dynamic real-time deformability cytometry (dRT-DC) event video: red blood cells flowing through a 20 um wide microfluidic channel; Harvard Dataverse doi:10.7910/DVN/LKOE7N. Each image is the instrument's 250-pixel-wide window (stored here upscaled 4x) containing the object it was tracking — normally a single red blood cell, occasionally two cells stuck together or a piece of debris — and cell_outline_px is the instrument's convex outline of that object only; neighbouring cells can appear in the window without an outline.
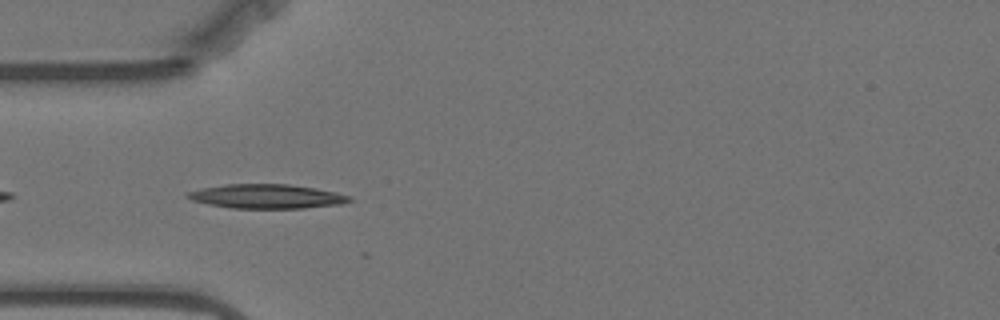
{"species": "Egyptian fruit bat (a non-hibernating species)", "species_latin": "Rousettus aegyptiacus", "temperature_condition": "warm", "stored_images_in_passage": 7, "camera_frame_rate_fps": 3000, "um_per_image_px": 0.085, "animal": {"sex": "female"}, "frame": {"image": 1, "passage_image": 3, "time_ms": 0.667, "image_size_px": [1000, 320], "cell_outline_px": [[352, 200], [344, 204], [304, 208], [232, 208], [208, 204], [192, 200], [184, 196], [188, 192], [204, 188], [224, 184], [288, 184], [316, 188], [336, 192], [352, 196]], "centroid_in_image_um": [22.72, 16.69], "position_along_channel_um": 62.3, "area_um2": 22.89}}
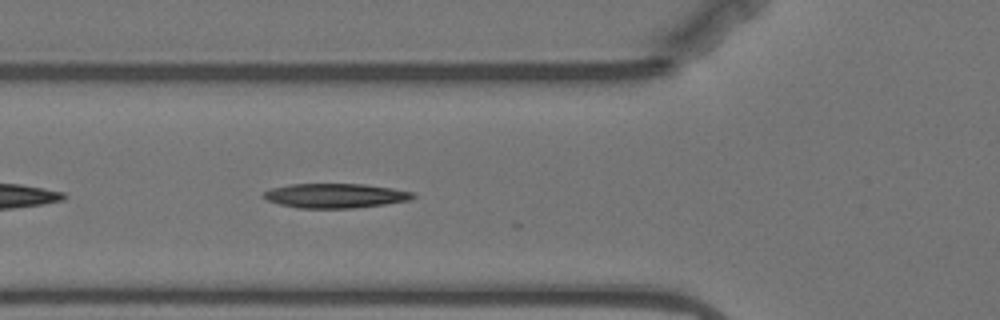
{"frame": {"image": 2, "passage_image": 6, "time_ms": 1.667, "image_size_px": [1000, 320], "cell_outline_px": [[416, 196], [408, 200], [384, 204], [352, 208], [296, 208], [280, 204], [268, 200], [260, 196], [264, 192], [272, 188], [288, 184], [364, 184], [392, 188], [416, 192]], "centroid_in_image_um": [28.49, 16.63], "position_along_channel_um": 97.3, "area_um2": 21.33}}